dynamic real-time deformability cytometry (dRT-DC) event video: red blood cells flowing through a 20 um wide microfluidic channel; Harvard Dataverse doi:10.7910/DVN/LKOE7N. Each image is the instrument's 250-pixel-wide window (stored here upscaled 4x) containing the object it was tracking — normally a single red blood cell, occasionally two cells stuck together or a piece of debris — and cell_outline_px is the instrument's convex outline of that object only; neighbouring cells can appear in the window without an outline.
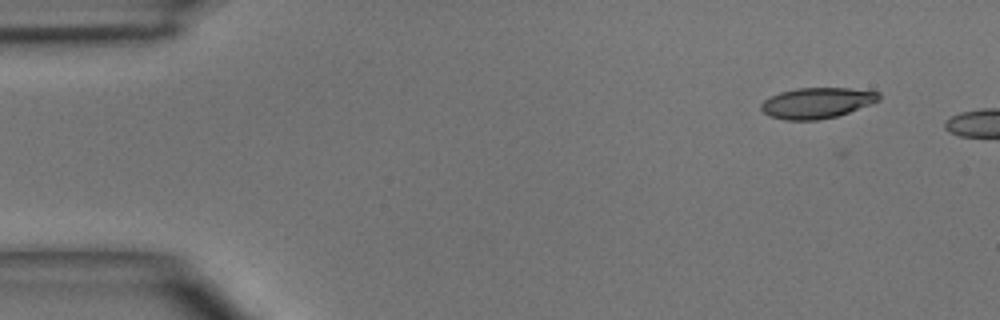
{"species": "common noctule bat (a hibernating species)", "species_latin": "Nyctalus noctula", "temperature_condition": "room temperature", "stored_images_in_passage": 3, "camera_frame_rate_fps": 3000, "um_per_image_px": 0.085, "animal": {"sex": "male", "body_mass_g": 15.6}, "frame": {"image": 1, "passage_image": 1, "time_ms": 0.0, "image_size_px": [1000, 320], "cell_outline_px": [[880, 100], [872, 104], [836, 116], [816, 120], [784, 120], [768, 116], [760, 108], [760, 104], [764, 100], [780, 92], [796, 88], [848, 88], [880, 92]], "centroid_in_image_um": [69.43, 8.75], "position_along_channel_um": 15.6, "area_um2": 21.1}}